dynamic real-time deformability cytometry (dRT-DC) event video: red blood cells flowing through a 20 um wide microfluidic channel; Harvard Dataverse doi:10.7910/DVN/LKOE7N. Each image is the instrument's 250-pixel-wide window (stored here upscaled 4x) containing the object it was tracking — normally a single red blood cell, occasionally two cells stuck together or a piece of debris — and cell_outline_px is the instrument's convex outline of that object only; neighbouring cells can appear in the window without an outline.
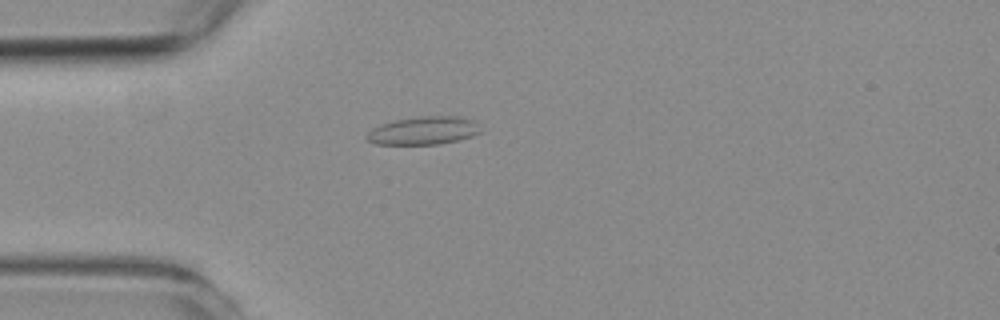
{"species": "common noctule bat (a hibernating species)", "species_latin": "Nyctalus noctula", "temperature_condition": "room temperature", "stored_images_in_passage": 58, "camera_frame_rate_fps": 3000, "um_per_image_px": 0.085, "animal": {"sex": "female", "body_mass_g": 19.3, "forearm_length_mm": 54.1}, "frame": {"image": 1, "passage_image": 16, "time_ms": 5.0, "image_size_px": [1000, 320], "cell_outline_px": [[480, 132], [472, 136], [460, 140], [440, 144], [376, 144], [368, 140], [364, 136], [372, 128], [380, 124], [396, 120], [420, 116], [460, 116], [476, 120]], "centroid_in_image_um": [36.01, 11.1], "position_along_channel_um": 49.0, "area_um2": 18.73}}
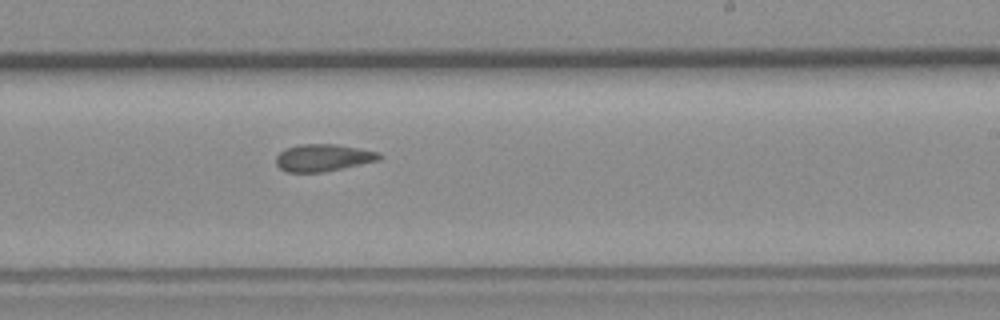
{"frame": {"image": 2, "passage_image": 35, "time_ms": 11.333, "image_size_px": [1000, 320], "cell_outline_px": [[384, 156], [380, 160], [344, 168], [324, 172], [284, 172], [276, 164], [276, 156], [284, 148], [300, 144], [336, 144], [380, 152]], "centroid_in_image_um": [27.48, 13.41], "position_along_channel_um": 261.5, "area_um2": 16.59}}
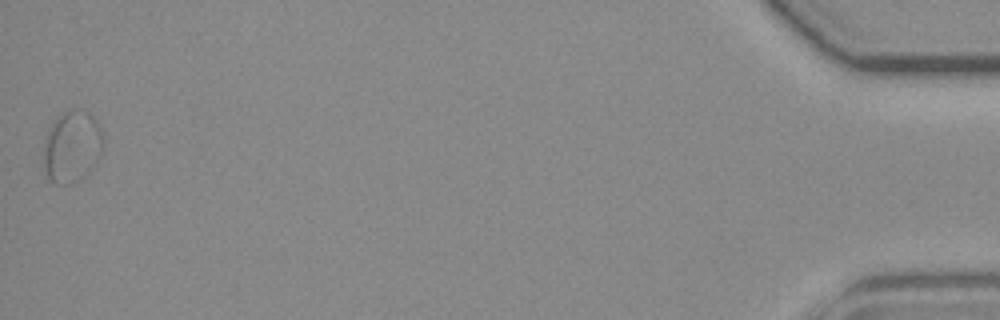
{"frame": {"image": 3, "passage_image": 58, "time_ms": 19.0, "image_size_px": [1000, 320], "cell_outline_px": [[104, 148], [92, 168], [88, 172], [72, 184], [56, 184], [48, 180], [44, 172], [44, 136], [48, 128], [56, 116], [60, 112], [68, 108], [72, 108], [88, 112], [96, 120], [104, 136]], "centroid_in_image_um": [6.1, 12.43], "position_along_channel_um": 429.1, "area_um2": 25.61}, "authors_computed_cell_mechanics": {"area_um2": 16.9643, "velocity_mm_per_s": 3.5304, "shape_relaxation_time_tau1_ms": null, "shape_relaxation_time_tau2_ms": 3.6591, "deformation_change_tau1": null, "deformation_change_tau2": 0.0965}}